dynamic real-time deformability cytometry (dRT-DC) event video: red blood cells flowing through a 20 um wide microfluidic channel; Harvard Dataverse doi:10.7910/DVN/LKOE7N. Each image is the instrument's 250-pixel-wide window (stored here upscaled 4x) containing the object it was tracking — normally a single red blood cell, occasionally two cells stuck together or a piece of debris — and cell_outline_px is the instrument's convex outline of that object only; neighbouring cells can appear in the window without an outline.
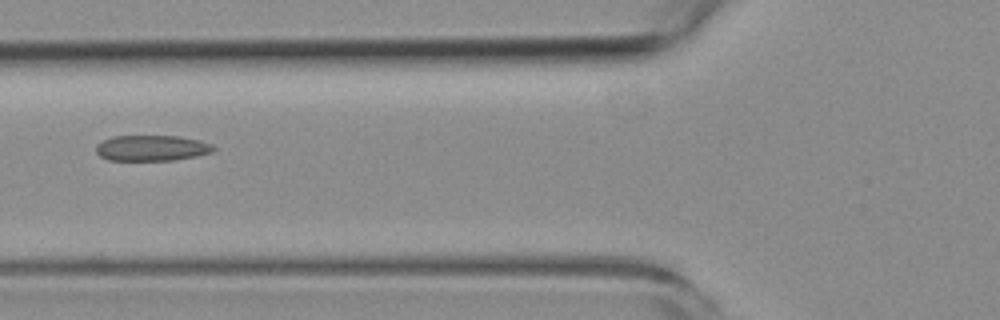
{"species": "common noctule bat (a hibernating species)", "species_latin": "Nyctalus noctula", "temperature_condition": "room temperature", "stored_images_in_passage": 6, "camera_frame_rate_fps": 3000, "um_per_image_px": 0.085, "animal": {"sex": "female", "body_mass_g": 19.3, "forearm_length_mm": 54.1}, "frame": {"image": 1, "passage_image": 6, "time_ms": 6.667, "image_size_px": [1000, 320], "cell_outline_px": [[216, 148], [212, 152], [196, 156], [176, 160], [108, 160], [100, 156], [96, 152], [96, 144], [112, 136], [180, 136], [200, 140], [212, 144]], "centroid_in_image_um": [12.91, 12.58], "position_along_channel_um": 112.9, "area_um2": 17.69}}